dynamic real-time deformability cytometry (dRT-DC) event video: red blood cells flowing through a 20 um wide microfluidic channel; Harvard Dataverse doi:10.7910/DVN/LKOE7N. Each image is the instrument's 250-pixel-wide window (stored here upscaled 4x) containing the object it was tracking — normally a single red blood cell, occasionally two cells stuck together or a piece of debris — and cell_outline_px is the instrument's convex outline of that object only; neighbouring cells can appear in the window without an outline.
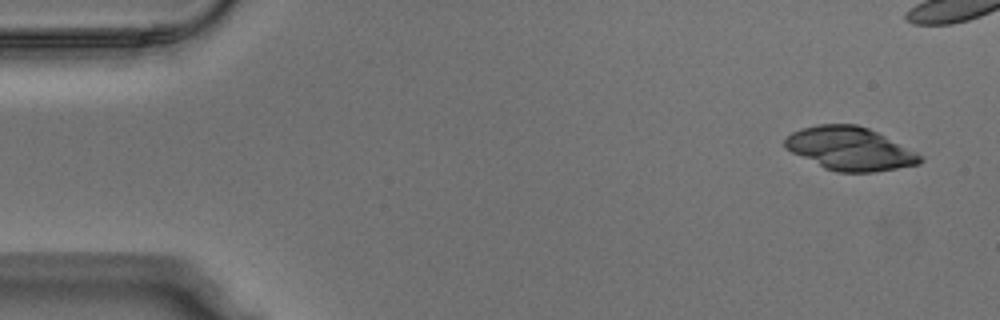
{"species": "Egyptian fruit bat (a non-hibernating species)", "species_latin": "Rousettus aegyptiacus", "temperature_condition": "warm", "stored_images_in_passage": 3, "camera_frame_rate_fps": 3000, "um_per_image_px": 0.085, "animal": {"sex": "male"}, "frame": {"image": 1, "passage_image": 1, "time_ms": 0.0, "image_size_px": [1000, 320], "cell_outline_px": [[924, 160], [920, 164], [872, 172], [836, 172], [824, 168], [784, 148], [784, 136], [800, 128], [816, 124], [856, 124], [868, 128], [916, 152]], "centroid_in_image_um": [72.19, 12.63], "position_along_channel_um": 12.8, "area_um2": 33.93}}